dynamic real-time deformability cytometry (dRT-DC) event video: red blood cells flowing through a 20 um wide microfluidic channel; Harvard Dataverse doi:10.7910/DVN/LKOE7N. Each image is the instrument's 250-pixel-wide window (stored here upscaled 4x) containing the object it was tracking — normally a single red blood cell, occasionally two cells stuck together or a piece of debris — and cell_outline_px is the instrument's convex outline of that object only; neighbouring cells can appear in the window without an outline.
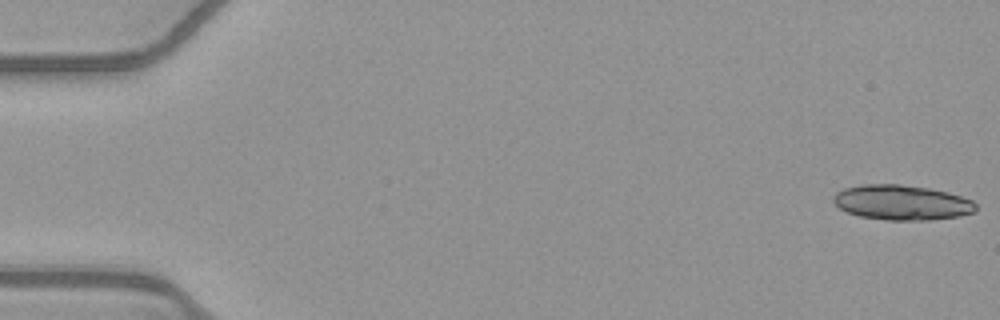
{"species": "common noctule bat (a hibernating species)", "species_latin": "Nyctalus noctula", "temperature_condition": "warm", "stored_images_in_passage": 19, "camera_frame_rate_fps": 3000, "um_per_image_px": 0.085, "animal": {"sex": "female", "body_mass_g": 21.9}, "frame": {"image": 1, "passage_image": 1, "time_ms": 0.0, "image_size_px": [1000, 320], "cell_outline_px": [[976, 208], [972, 212], [956, 216], [928, 220], [888, 220], [860, 216], [848, 212], [840, 208], [832, 200], [832, 196], [836, 192], [844, 188], [864, 184], [900, 184], [928, 188], [948, 192], [972, 200], [976, 204]], "centroid_in_image_um": [76.62, 17.2], "position_along_channel_um": 8.4, "area_um2": 28.84}}